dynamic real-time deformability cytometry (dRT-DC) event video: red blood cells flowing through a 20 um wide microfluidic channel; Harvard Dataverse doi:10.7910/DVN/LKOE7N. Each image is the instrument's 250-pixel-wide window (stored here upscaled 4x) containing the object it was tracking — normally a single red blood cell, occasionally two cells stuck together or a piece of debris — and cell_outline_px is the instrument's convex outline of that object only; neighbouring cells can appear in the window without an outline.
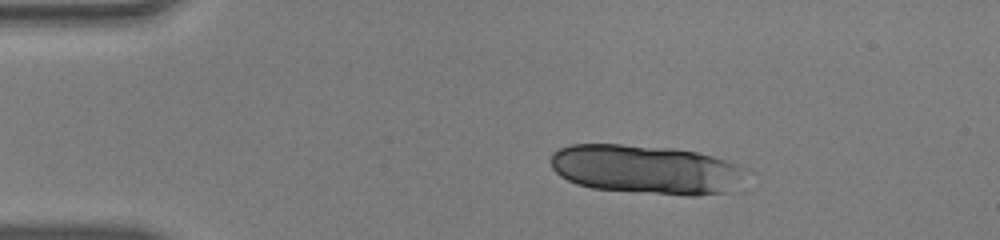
{"species": "human", "species_latin": "Homo sapiens", "temperature_condition": "warm", "stored_images_in_passage": 24, "segment_of_instrument_passage": [1, 2], "camera_frame_rate_fps": 3000, "um_per_image_px": 0.085, "donor": {"sex": "male"}, "frame": {"image": 1, "passage_image": 1, "time_ms": 0.0, "image_size_px": [1000, 240], "cell_outline_px": [[740, 164], [724, 192], [696, 196], [684, 196], [592, 188], [576, 184], [560, 176], [552, 168], [548, 160], [552, 152], [568, 144], [620, 144], [676, 148], [696, 152], [712, 156]], "centroid_in_image_um": [54.66, 14.37], "position_along_channel_um": 30.3, "area_um2": 54.79}}